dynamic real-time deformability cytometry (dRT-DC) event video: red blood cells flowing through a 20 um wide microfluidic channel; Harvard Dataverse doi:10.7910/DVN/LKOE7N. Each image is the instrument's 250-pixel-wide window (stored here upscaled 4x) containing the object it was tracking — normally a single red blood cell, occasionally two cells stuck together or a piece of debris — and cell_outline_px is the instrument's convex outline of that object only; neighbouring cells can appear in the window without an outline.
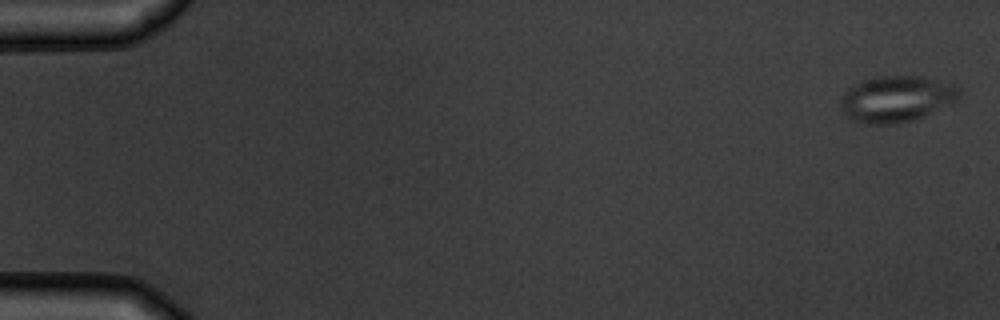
{"species": "common noctule bat (a hibernating species)", "species_latin": "Nyctalus noctula", "temperature_condition": "warm", "stored_images_in_passage": 6, "camera_frame_rate_fps": 3000, "um_per_image_px": 0.085, "animal": {"sex": "male", "body_mass_g": 19.5, "forearm_length_mm": 54.6}, "frame": {"image": 1, "passage_image": 1, "time_ms": 0.0, "image_size_px": [1000, 320], "cell_outline_px": [[960, 96], [956, 100], [924, 116], [912, 120], [896, 124], [864, 124], [852, 120], [844, 112], [840, 104], [840, 96], [848, 88], [864, 80], [876, 76], [920, 76], [952, 80], [960, 88]], "centroid_in_image_um": [76.24, 8.38], "position_along_channel_um": 8.8, "area_um2": 32.37}}